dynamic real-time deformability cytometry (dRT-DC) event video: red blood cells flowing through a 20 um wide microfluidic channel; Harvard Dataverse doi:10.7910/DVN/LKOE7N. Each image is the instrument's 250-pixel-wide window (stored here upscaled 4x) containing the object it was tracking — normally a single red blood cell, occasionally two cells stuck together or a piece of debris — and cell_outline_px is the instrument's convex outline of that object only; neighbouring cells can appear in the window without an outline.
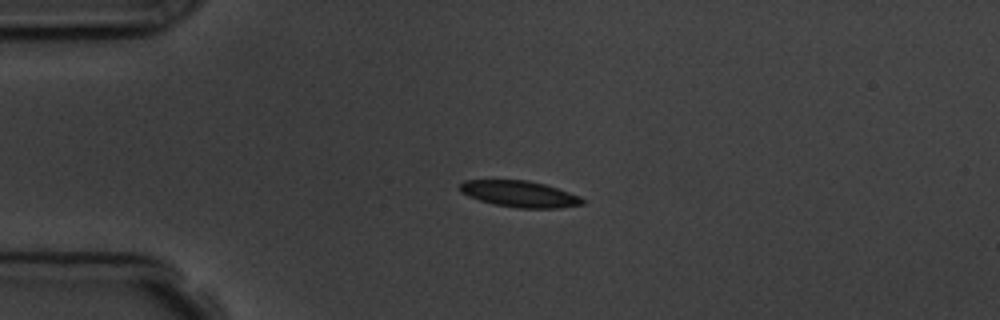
{"species": "common noctule bat (a hibernating species)", "species_latin": "Nyctalus noctula", "temperature_condition": "room temperature", "stored_images_in_passage": 9, "camera_frame_rate_fps": 3000, "um_per_image_px": 0.085, "animal": {"sex": "male", "body_mass_g": 19.5, "forearm_length_mm": 54.6}, "frame": {"image": 1, "passage_image": 3, "time_ms": 2.333, "image_size_px": [1000, 320], "cell_outline_px": [[584, 204], [560, 208], [516, 208], [496, 204], [480, 200], [468, 196], [460, 192], [460, 184], [464, 180], [528, 180], [544, 184], [580, 196], [584, 200]], "centroid_in_image_um": [44.17, 16.49], "position_along_channel_um": 40.8, "area_um2": 18.67}}
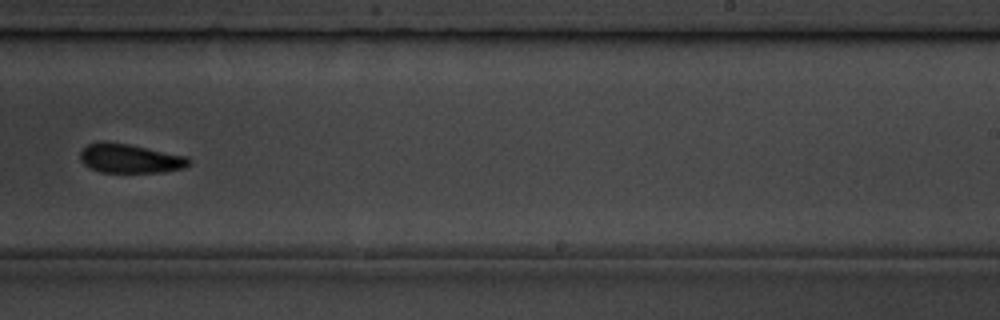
{"frame": {"image": 2, "passage_image": 9, "time_ms": 9.333, "image_size_px": [1000, 320], "cell_outline_px": [[192, 164], [184, 168], [164, 172], [100, 172], [84, 164], [80, 160], [80, 152], [88, 144], [100, 140], [104, 140], [128, 144], [188, 156], [192, 160]], "centroid_in_image_um": [11.08, 13.46], "position_along_channel_um": 277.9, "area_um2": 18.67}}